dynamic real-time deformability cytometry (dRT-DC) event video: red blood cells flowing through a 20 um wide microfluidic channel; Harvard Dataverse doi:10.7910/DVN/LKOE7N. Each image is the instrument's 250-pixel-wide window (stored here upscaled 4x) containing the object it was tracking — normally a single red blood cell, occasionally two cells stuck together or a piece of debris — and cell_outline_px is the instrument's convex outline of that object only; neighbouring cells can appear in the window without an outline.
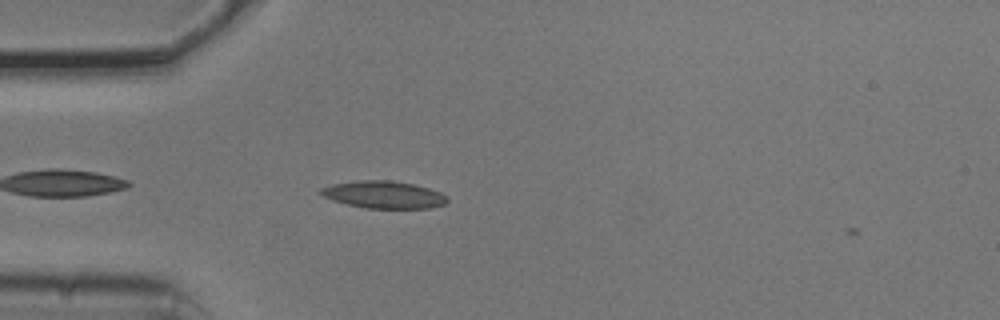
{"species": "common noctule bat (a hibernating species)", "species_latin": "Nyctalus noctula", "temperature_condition": "cold", "stored_images_in_passage": 1, "camera_frame_rate_fps": 3000, "um_per_image_px": 0.085, "animal": {"sex": "male", "body_mass_g": 20.5, "forearm_length_mm": 52.5}, "frame": {"image": 1, "passage_image": 1, "time_ms": 0.0, "image_size_px": [1000, 320], "cell_outline_px": [[448, 200], [444, 204], [428, 208], [364, 208], [332, 200], [316, 192], [320, 188], [332, 184], [360, 180], [392, 180], [412, 184], [428, 188], [440, 192], [448, 196]], "centroid_in_image_um": [32.59, 16.54], "position_along_channel_um": 52.4, "area_um2": 20.11}}